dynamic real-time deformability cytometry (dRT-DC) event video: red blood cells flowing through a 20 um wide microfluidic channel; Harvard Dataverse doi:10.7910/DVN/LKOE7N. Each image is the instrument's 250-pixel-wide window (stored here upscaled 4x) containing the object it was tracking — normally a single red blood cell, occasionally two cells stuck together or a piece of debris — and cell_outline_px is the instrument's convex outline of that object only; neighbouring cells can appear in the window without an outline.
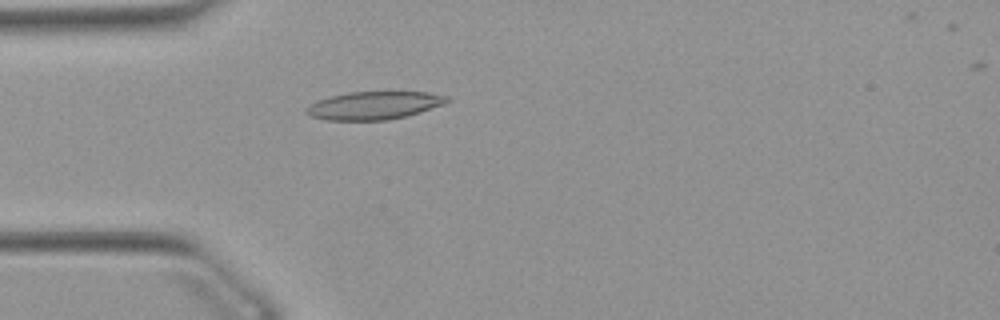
{"species": "Egyptian fruit bat (a non-hibernating species)", "species_latin": "Rousettus aegyptiacus", "temperature_condition": "warm", "stored_images_in_passage": 28, "camera_frame_rate_fps": 3000, "um_per_image_px": 0.085, "animal": {"sex": "female"}, "frame": {"image": 1, "passage_image": 2, "time_ms": 0.333, "image_size_px": [1000, 320], "cell_outline_px": [[452, 100], [444, 104], [420, 112], [388, 120], [324, 120], [312, 116], [304, 112], [304, 108], [308, 104], [316, 100], [328, 96], [348, 92], [428, 92], [448, 96]], "centroid_in_image_um": [31.75, 8.96], "position_along_channel_um": 53.2, "area_um2": 23.12}}
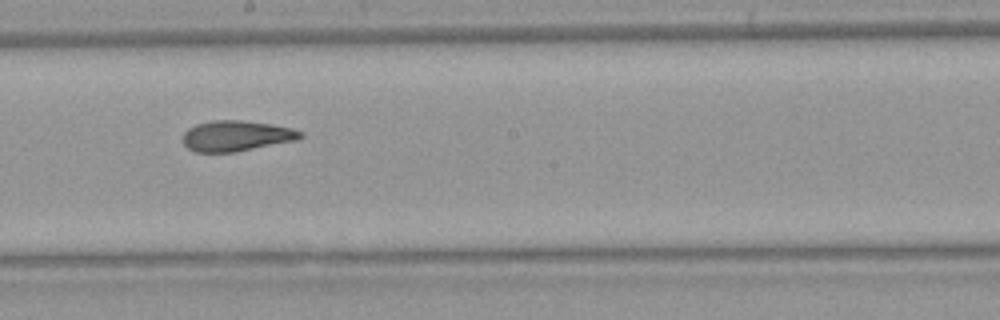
{"frame": {"image": 2, "passage_image": 16, "time_ms": 5.0, "image_size_px": [1000, 320], "cell_outline_px": [[304, 136], [296, 140], [236, 152], [196, 152], [188, 148], [184, 144], [184, 132], [188, 128], [196, 124], [212, 120], [244, 120], [272, 124], [292, 128], [304, 132]], "centroid_in_image_um": [20.11, 11.54], "position_along_channel_um": 228.1, "area_um2": 21.04}}
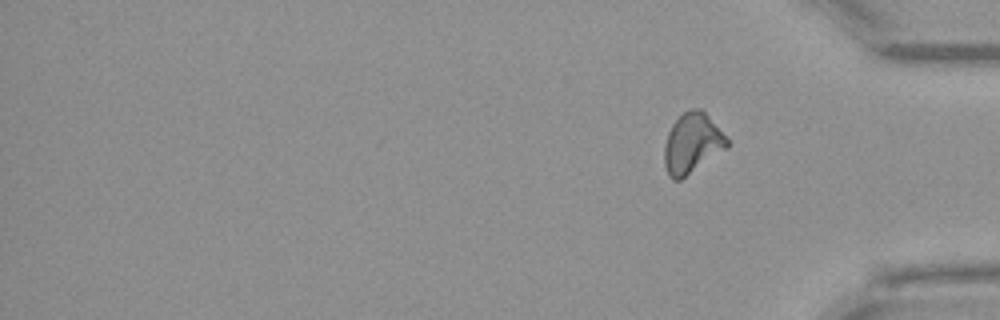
{"frame": {"image": 3, "passage_image": 28, "time_ms": 9.0, "image_size_px": [1000, 320], "cell_outline_px": [[728, 148], [680, 180], [672, 180], [668, 176], [664, 164], [664, 144], [668, 132], [672, 124], [684, 112], [692, 108], [700, 108], [708, 116], [728, 140]], "centroid_in_image_um": [58.81, 12.21], "position_along_channel_um": 376.4, "area_um2": 21.85}, "authors_computed_cell_mechanics": {"area_um2": 21.1259, "velocity_mm_per_s": 3.8941, "shape_relaxation_time_tau1_ms": null, "shape_relaxation_time_tau2_ms": 2.4592, "deformation_change_tau1": null, "deformation_change_tau2": 0.0912}}